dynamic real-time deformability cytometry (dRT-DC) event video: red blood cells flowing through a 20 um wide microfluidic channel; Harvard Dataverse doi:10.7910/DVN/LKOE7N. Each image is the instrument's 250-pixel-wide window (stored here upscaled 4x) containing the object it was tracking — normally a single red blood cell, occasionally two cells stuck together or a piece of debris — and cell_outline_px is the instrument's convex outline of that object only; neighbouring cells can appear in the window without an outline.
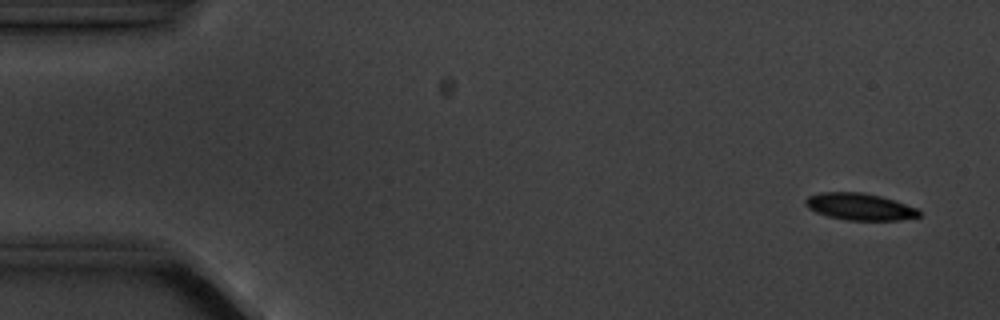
{"species": "common noctule bat (a hibernating species)", "species_latin": "Nyctalus noctula", "temperature_condition": "cold", "stored_images_in_passage": 4, "camera_frame_rate_fps": 3000, "um_per_image_px": 0.085, "animal": {"sex": "male", "body_mass_g": 20.1, "forearm_length_mm": 53.5}, "frame": {"image": 1, "passage_image": 1, "time_ms": 0.0, "image_size_px": [1000, 320], "cell_outline_px": [[920, 216], [900, 220], [848, 220], [828, 216], [816, 212], [808, 208], [804, 204], [804, 200], [808, 196], [820, 192], [864, 192], [880, 196], [916, 208], [920, 212]], "centroid_in_image_um": [73.03, 17.56], "position_along_channel_um": 12.0, "area_um2": 17.69}}